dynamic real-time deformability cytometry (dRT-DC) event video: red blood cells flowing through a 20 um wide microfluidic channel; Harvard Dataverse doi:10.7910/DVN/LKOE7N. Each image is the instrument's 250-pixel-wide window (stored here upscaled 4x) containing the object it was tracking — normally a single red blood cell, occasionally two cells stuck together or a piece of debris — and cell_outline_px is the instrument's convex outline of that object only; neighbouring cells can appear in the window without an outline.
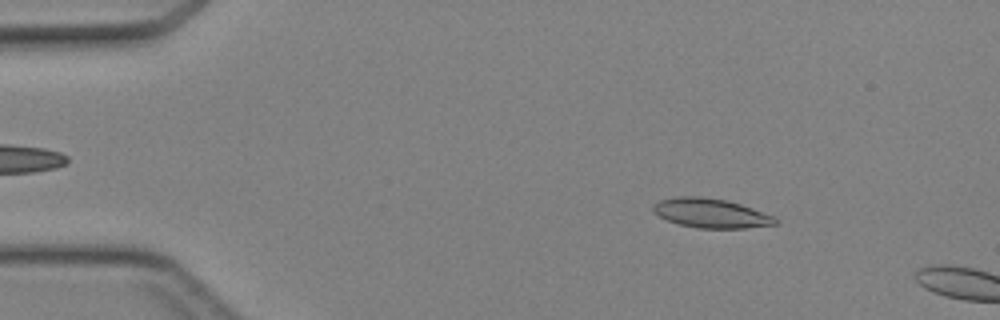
{"species": "Egyptian fruit bat (a non-hibernating species)", "species_latin": "Rousettus aegyptiacus", "temperature_condition": "cold", "stored_images_in_passage": 7, "camera_frame_rate_fps": 3000, "um_per_image_px": 0.085, "animal": {"sex": "female"}, "frame": {"image": 1, "passage_image": 4, "time_ms": 1.0, "image_size_px": [1000, 320], "cell_outline_px": [[780, 220], [776, 224], [744, 228], [696, 228], [680, 224], [668, 220], [652, 212], [652, 204], [660, 200], [676, 196], [700, 196], [728, 200], [752, 208], [772, 216]], "centroid_in_image_um": [60.39, 18.11], "position_along_channel_um": 24.6, "area_um2": 20.87}}